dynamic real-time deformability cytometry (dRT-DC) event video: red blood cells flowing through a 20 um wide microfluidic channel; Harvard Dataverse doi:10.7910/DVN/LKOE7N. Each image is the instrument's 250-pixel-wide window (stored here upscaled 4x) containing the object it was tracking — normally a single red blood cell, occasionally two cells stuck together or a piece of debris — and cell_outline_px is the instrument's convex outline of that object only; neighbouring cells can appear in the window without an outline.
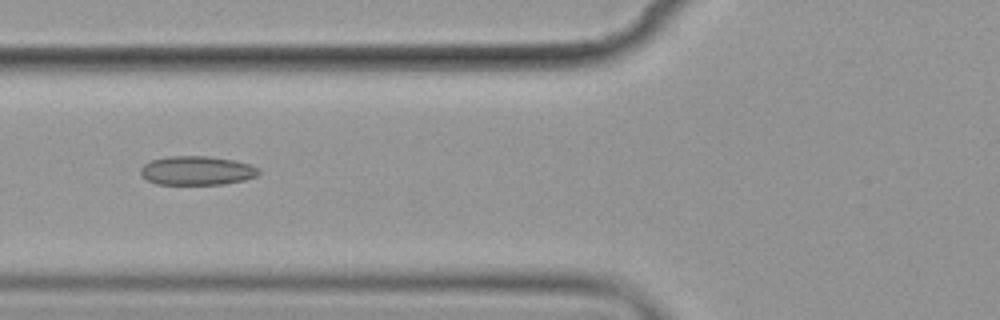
{"species": "common noctule bat (a hibernating species)", "species_latin": "Nyctalus noctula", "temperature_condition": "cold", "stored_images_in_passage": 5, "camera_frame_rate_fps": 3000, "um_per_image_px": 0.085, "animal": {"sex": "female", "body_mass_g": 19.9}, "frame": {"image": 1, "passage_image": 4, "time_ms": 3.333, "image_size_px": [1000, 320], "cell_outline_px": [[260, 172], [256, 176], [244, 180], [224, 184], [156, 184], [148, 180], [140, 172], [140, 168], [144, 164], [152, 160], [168, 156], [208, 156], [232, 160], [248, 164], [260, 168]], "centroid_in_image_um": [16.74, 14.5], "position_along_channel_um": 109.1, "area_um2": 19.83}}
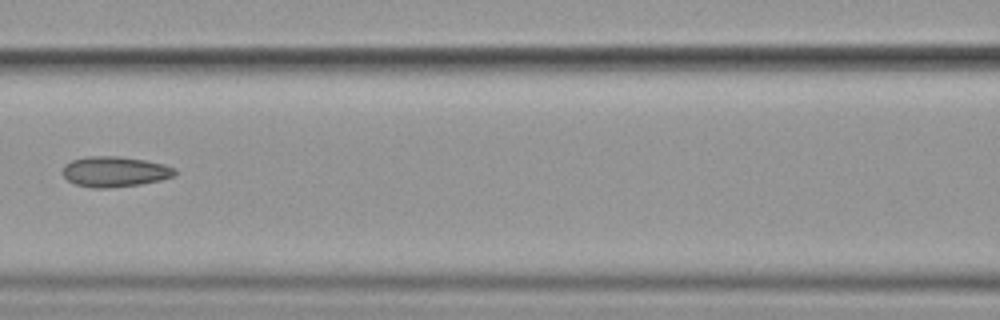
{"frame": {"image": 2, "passage_image": 5, "time_ms": 4.667, "image_size_px": [1000, 320], "cell_outline_px": [[176, 176], [160, 180], [140, 184], [104, 188], [92, 188], [76, 184], [68, 180], [64, 176], [64, 164], [72, 160], [88, 156], [116, 156], [144, 160], [164, 164], [176, 168]], "centroid_in_image_um": [9.78, 14.59], "position_along_channel_um": 156.8, "area_um2": 19.77}}